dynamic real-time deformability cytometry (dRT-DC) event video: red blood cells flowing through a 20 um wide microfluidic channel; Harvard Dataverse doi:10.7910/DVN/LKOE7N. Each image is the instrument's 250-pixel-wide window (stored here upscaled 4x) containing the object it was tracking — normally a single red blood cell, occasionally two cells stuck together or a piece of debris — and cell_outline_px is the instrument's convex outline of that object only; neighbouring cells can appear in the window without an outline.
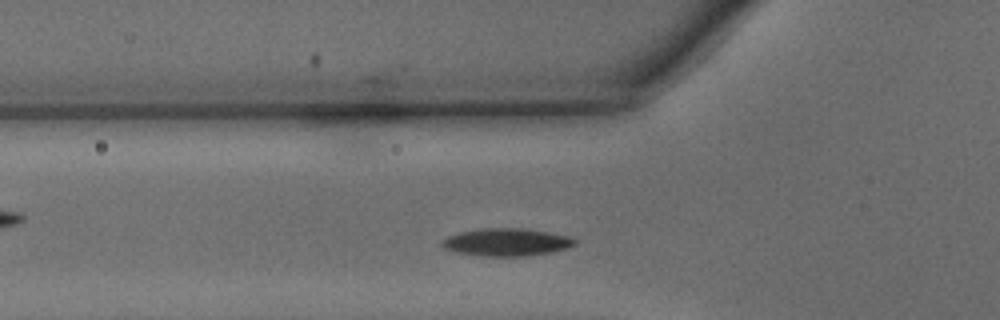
{"species": "common noctule bat (a hibernating species)", "species_latin": "Nyctalus noctula", "temperature_condition": "warm", "stored_images_in_passage": 33, "camera_frame_rate_fps": 3000, "um_per_image_px": 0.085, "animal": {"sex": "male", "body_mass_g": 15.6}, "frame": {"image": 1, "passage_image": 5, "time_ms": 1.333, "image_size_px": [1000, 320], "cell_outline_px": [[576, 244], [552, 252], [528, 256], [472, 256], [456, 252], [444, 248], [440, 244], [440, 240], [448, 236], [460, 232], [484, 228], [524, 228], [548, 232], [568, 236], [576, 240]], "centroid_in_image_um": [43.0, 20.59], "position_along_channel_um": 82.8, "area_um2": 21.5}}
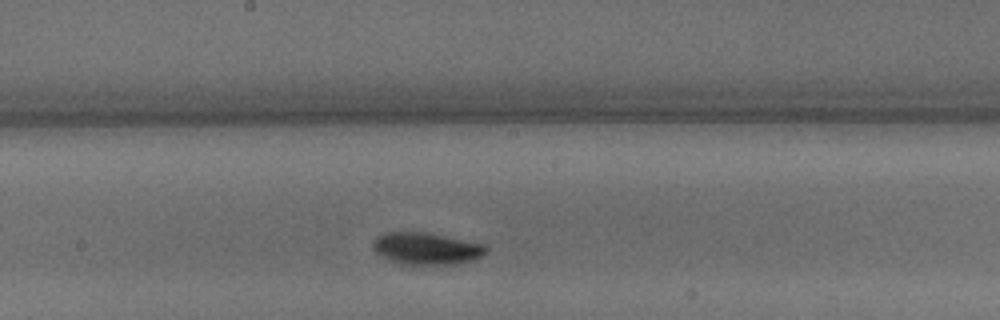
{"frame": {"image": 2, "passage_image": 14, "time_ms": 4.333, "image_size_px": [1000, 320], "cell_outline_px": [[488, 252], [472, 260], [456, 264], [396, 264], [376, 252], [372, 248], [372, 240], [376, 236], [384, 232], [424, 232], [484, 244], [488, 248]], "centroid_in_image_um": [36.2, 21.12], "position_along_channel_um": 212.0, "area_um2": 21.1}}
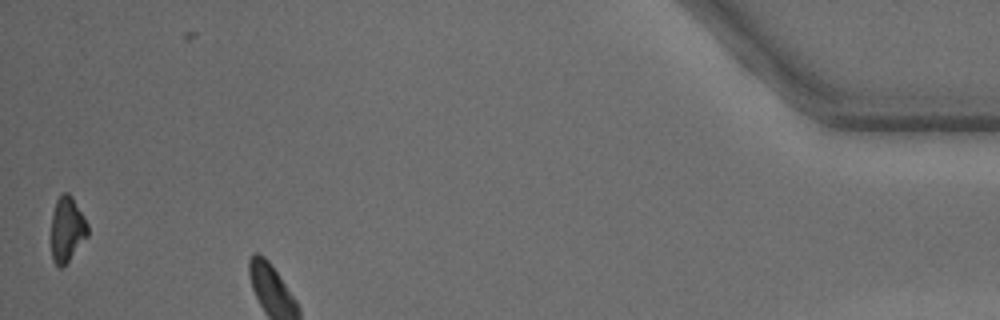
{"frame": {"image": 3, "passage_image": 32, "time_ms": 10.333, "image_size_px": [1000, 320], "cell_outline_px": [[88, 236], [68, 260], [60, 268], [52, 260], [52, 212], [56, 200], [64, 192], [68, 192], [72, 196], [84, 216], [88, 224]], "centroid_in_image_um": [5.7, 19.45], "position_along_channel_um": 429.5, "area_um2": 13.7}, "authors_computed_cell_mechanics": {"area_um2": 19.7676, "velocity_mm_per_s": 4.2905, "shape_relaxation_time_tau1_ms": 2.0658, "shape_relaxation_time_tau2_ms": 5.4345, "deformation_change_tau1": 0.108, "deformation_change_tau2": 0.0832}}